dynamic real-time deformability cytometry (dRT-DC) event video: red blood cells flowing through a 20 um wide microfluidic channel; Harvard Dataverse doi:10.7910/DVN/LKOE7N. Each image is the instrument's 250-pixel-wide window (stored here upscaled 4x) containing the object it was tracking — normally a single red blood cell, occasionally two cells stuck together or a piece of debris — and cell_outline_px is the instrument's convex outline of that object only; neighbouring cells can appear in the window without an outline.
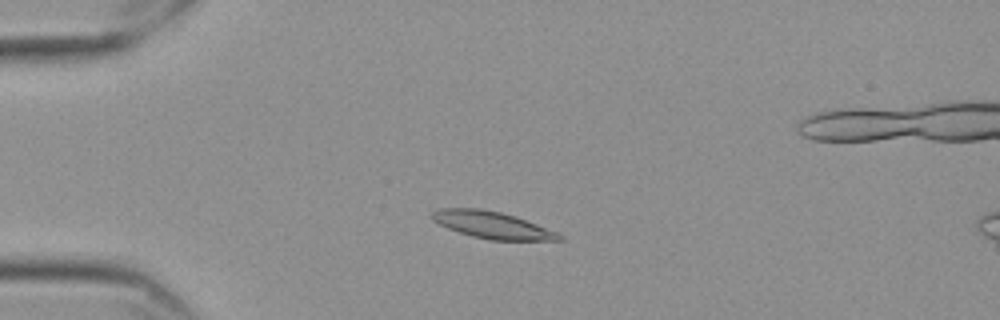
{"species": "Egyptian fruit bat (a non-hibernating species)", "species_latin": "Rousettus aegyptiacus", "temperature_condition": "cold", "stored_images_in_passage": 55, "camera_frame_rate_fps": 3000, "um_per_image_px": 0.085, "frame": {"image": 1, "passage_image": 11, "time_ms": 3.333, "image_size_px": [1000, 320], "cell_outline_px": [[564, 240], [488, 240], [472, 236], [448, 228], [432, 220], [432, 212], [440, 208], [480, 208], [500, 212], [536, 224], [556, 232], [564, 236]], "centroid_in_image_um": [41.82, 19.13], "position_along_channel_um": 43.2, "area_um2": 19.65}}
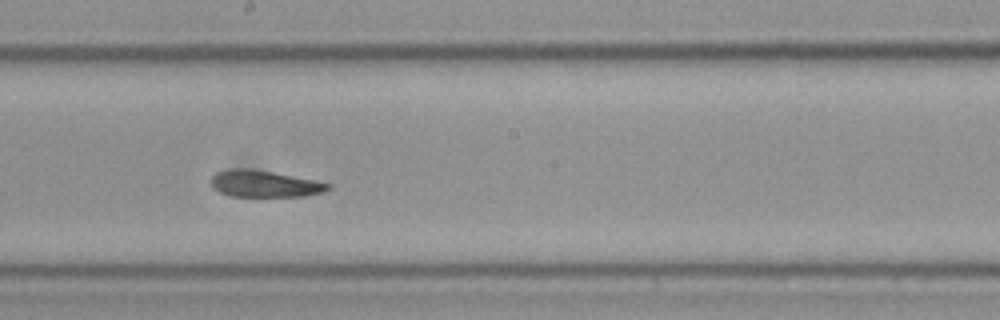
{"frame": {"image": 2, "passage_image": 29, "time_ms": 9.333, "image_size_px": [1000, 320], "cell_outline_px": [[332, 188], [324, 192], [304, 196], [232, 196], [220, 192], [212, 188], [208, 180], [216, 172], [236, 168], [272, 172], [316, 180], [332, 184]], "centroid_in_image_um": [22.49, 15.63], "position_along_channel_um": 225.7, "area_um2": 18.15}}
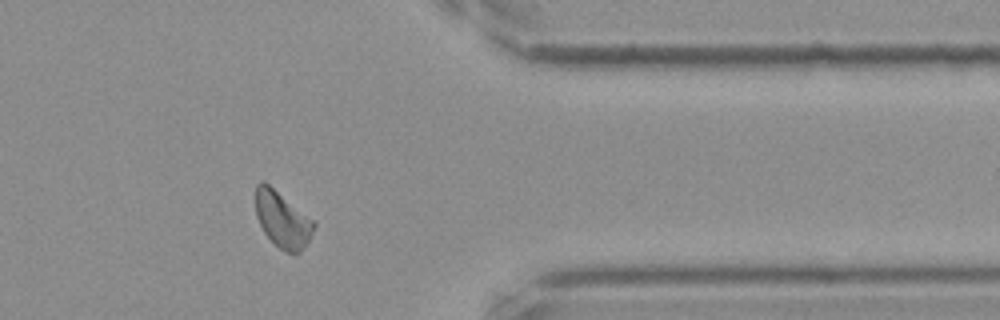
{"frame": {"image": 3, "passage_image": 44, "time_ms": 14.333, "image_size_px": [1000, 320], "cell_outline_px": [[316, 224], [308, 240], [300, 252], [288, 252], [280, 248], [264, 232], [256, 216], [256, 184], [260, 180], [264, 180], [312, 220]], "centroid_in_image_um": [23.97, 18.63], "position_along_channel_um": 387.4, "area_um2": 18.38}, "authors_computed_cell_mechanics": {"area_um2": 19.1896, "velocity_mm_per_s": 3.5125, "shape_relaxation_time_tau1_ms": 9.0346, "shape_relaxation_time_tau2_ms": 5.1884, "deformation_change_tau1": 0.1654, "deformation_change_tau2": 0.0889}}